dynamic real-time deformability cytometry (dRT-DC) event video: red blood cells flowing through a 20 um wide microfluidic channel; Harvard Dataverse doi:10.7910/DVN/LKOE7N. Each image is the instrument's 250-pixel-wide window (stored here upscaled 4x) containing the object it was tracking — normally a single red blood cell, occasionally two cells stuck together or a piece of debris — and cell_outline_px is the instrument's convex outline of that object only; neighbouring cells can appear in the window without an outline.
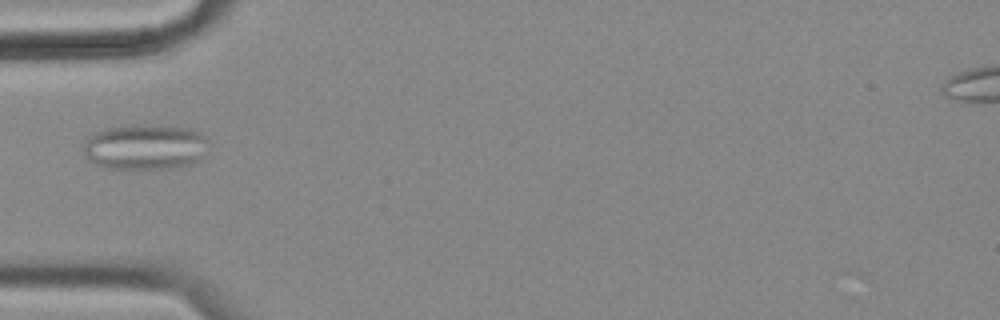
{"species": "common noctule bat (a hibernating species)", "species_latin": "Nyctalus noctula", "temperature_condition": "cold", "stored_images_in_passage": 40, "camera_frame_rate_fps": 3000, "um_per_image_px": 0.085, "animal": {"sex": "female", "body_mass_g": 18.4}, "frame": {"image": 1, "passage_image": 1, "time_ms": 0.0, "image_size_px": [1000, 320], "cell_outline_px": [[208, 152], [200, 160], [188, 164], [172, 168], [104, 168], [88, 160], [84, 152], [84, 148], [88, 136], [104, 128], [132, 124], [148, 124], [188, 128], [200, 132], [208, 140]], "centroid_in_image_um": [12.36, 12.47], "position_along_channel_um": 72.6, "area_um2": 33.52}}
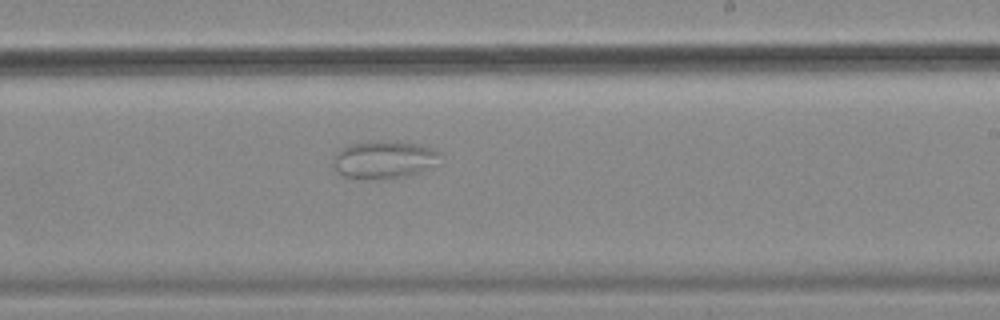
{"frame": {"image": 2, "passage_image": 17, "time_ms": 5.333, "image_size_px": [1000, 320], "cell_outline_px": [[440, 152], [420, 172], [404, 176], [376, 180], [360, 180], [344, 176], [336, 172], [336, 152], [340, 148], [352, 144], [420, 144], [432, 148]], "centroid_in_image_um": [32.53, 13.64], "position_along_channel_um": 256.5, "area_um2": 21.91}}
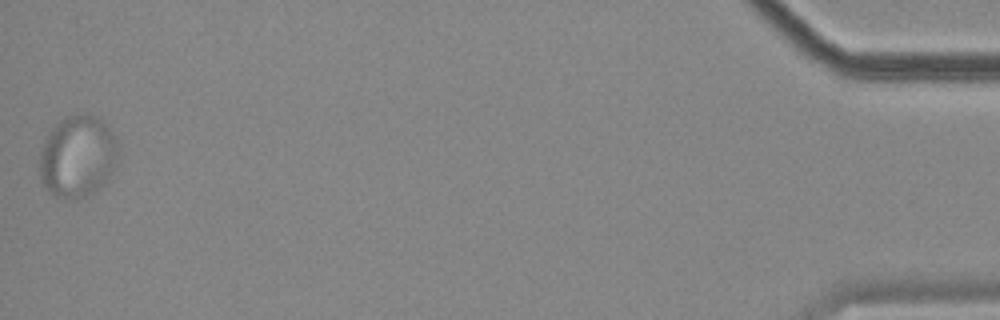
{"frame": {"image": 3, "passage_image": 40, "time_ms": 13.0, "image_size_px": [1000, 320], "cell_outline_px": [[120, 152], [116, 164], [112, 172], [96, 188], [72, 200], [64, 200], [56, 196], [44, 184], [40, 176], [40, 152], [44, 140], [48, 132], [64, 116], [84, 112], [100, 120], [108, 128], [120, 148]], "centroid_in_image_um": [6.58, 13.25], "position_along_channel_um": 428.6, "area_um2": 37.05}}